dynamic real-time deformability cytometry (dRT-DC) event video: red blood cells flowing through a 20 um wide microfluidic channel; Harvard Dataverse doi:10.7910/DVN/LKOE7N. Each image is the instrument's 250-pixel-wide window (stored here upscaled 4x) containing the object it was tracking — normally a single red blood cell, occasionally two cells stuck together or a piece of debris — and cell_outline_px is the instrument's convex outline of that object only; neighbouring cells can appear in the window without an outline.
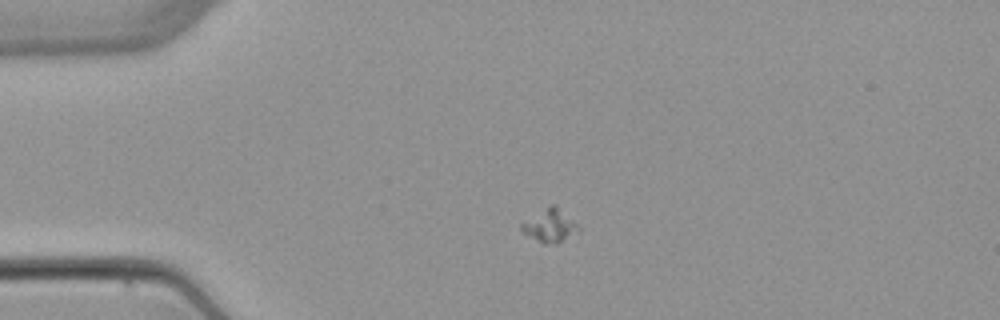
{"species": "common noctule bat (a hibernating species)", "species_latin": "Nyctalus noctula", "temperature_condition": "warm", "stored_images_in_passage": 3, "camera_frame_rate_fps": 3000, "um_per_image_px": 0.085, "animal": {"sex": "female", "body_mass_g": 22.7, "forearm_length_mm": 54.2}, "frame": {"image": 1, "passage_image": 2, "time_ms": 1.333, "image_size_px": [1000, 320], "cell_outline_px": [[580, 232], [556, 244], [544, 244], [524, 232], [520, 228], [520, 224], [552, 204], [556, 204], [580, 228]], "centroid_in_image_um": [46.78, 19.2], "position_along_channel_um": 38.2, "area_um2": 10.64}}